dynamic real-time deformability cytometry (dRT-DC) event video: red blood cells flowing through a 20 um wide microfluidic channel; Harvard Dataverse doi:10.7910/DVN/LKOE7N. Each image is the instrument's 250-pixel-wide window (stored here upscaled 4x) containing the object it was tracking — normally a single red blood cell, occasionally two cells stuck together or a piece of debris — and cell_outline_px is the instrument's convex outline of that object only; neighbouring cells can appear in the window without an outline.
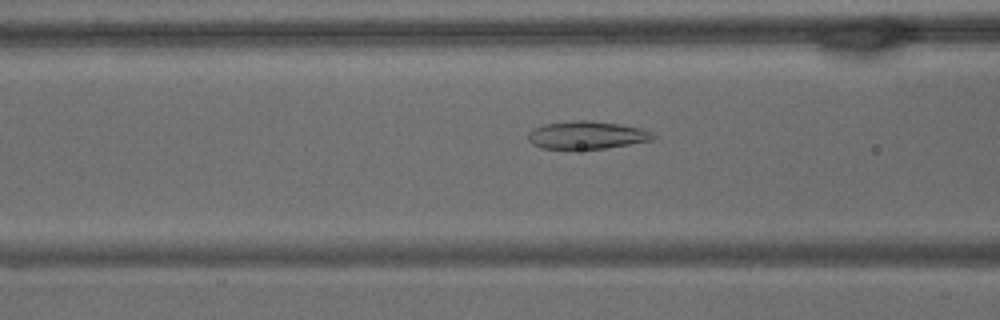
{"species": "common noctule bat (a hibernating species)", "species_latin": "Nyctalus noctula", "temperature_condition": "warm", "stored_images_in_passage": 62, "camera_frame_rate_fps": 3000, "um_per_image_px": 0.085, "animal": {"sex": "male", "body_mass_g": 15.6}, "frame": {"image": 1, "passage_image": 24, "time_ms": 7.667, "image_size_px": [1000, 320], "cell_outline_px": [[656, 136], [652, 140], [604, 148], [540, 148], [532, 144], [528, 140], [528, 132], [544, 124], [576, 120], [592, 120], [620, 124], [640, 128], [652, 132]], "centroid_in_image_um": [49.87, 11.47], "position_along_channel_um": 116.7, "area_um2": 20.0}}
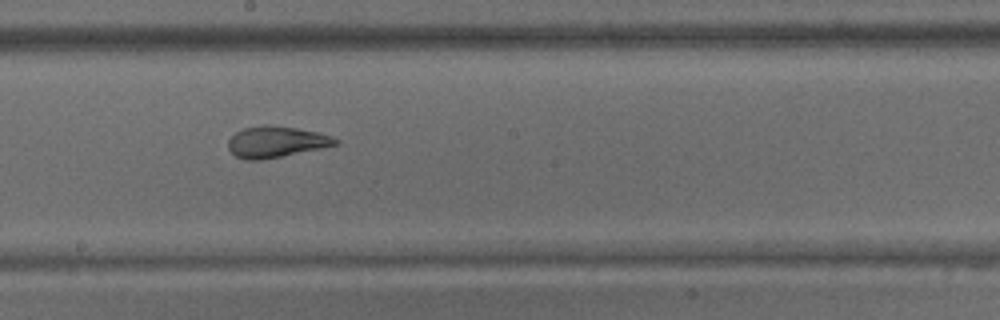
{"frame": {"image": 2, "passage_image": 34, "time_ms": 11.0, "image_size_px": [1000, 320], "cell_outline_px": [[340, 144], [260, 160], [244, 160], [236, 156], [228, 148], [228, 140], [236, 132], [244, 128], [264, 124], [268, 124], [296, 128], [316, 132], [332, 136], [340, 140]], "centroid_in_image_um": [23.46, 12.05], "position_along_channel_um": 224.7, "area_um2": 19.36}}
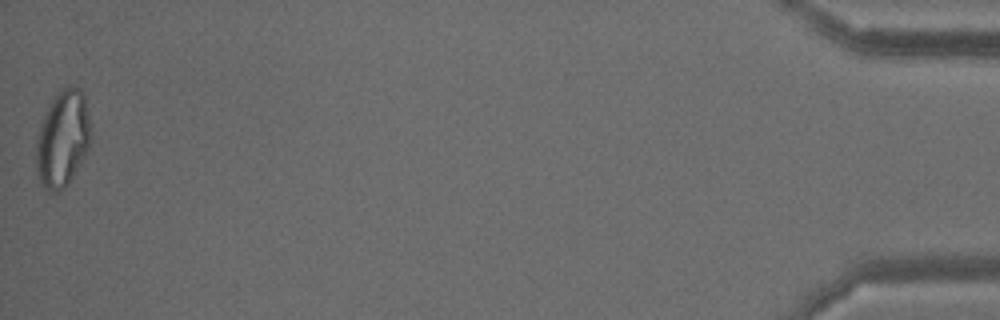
{"frame": {"image": 3, "passage_image": 62, "time_ms": 20.333, "image_size_px": [1000, 320], "cell_outline_px": [[92, 136], [88, 148], [84, 156], [68, 184], [60, 192], [48, 192], [40, 184], [36, 164], [36, 136], [40, 124], [52, 96], [60, 88], [68, 84], [80, 88], [84, 92], [92, 124]], "centroid_in_image_um": [5.34, 11.73], "position_along_channel_um": 429.9, "area_um2": 31.67}, "authors_computed_cell_mechanics": {"area_um2": 24.8829, "velocity_mm_per_s": 3.236, "shape_relaxation_time_tau1_ms": null, "shape_relaxation_time_tau2_ms": 1.4902, "deformation_change_tau1": null, "deformation_change_tau2": 0.0917}}